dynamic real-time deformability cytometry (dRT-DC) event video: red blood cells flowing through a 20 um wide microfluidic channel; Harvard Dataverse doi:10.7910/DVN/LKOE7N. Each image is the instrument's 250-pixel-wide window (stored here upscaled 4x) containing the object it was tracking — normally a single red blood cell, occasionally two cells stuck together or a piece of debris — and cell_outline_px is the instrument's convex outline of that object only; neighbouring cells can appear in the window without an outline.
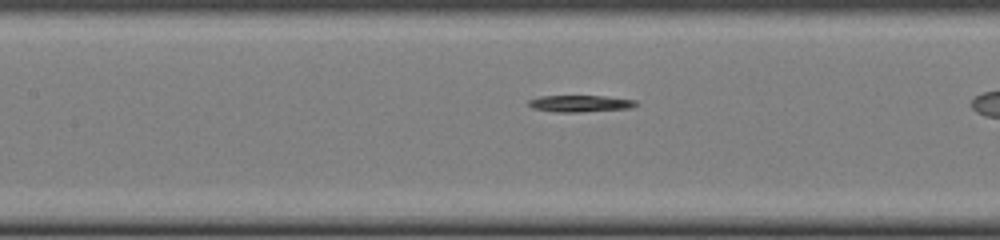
{"species": "common noctule bat (a hibernating species)", "species_latin": "Nyctalus noctula", "temperature_condition": "cold", "stored_images_in_passage": 28, "camera_frame_rate_fps": 3000, "um_per_image_px": 0.085, "animal": {"sex": "female", "body_mass_g": 22.0, "forearm_length_mm": 56.7}, "frame": {"image": 1, "passage_image": 13, "time_ms": 4.0, "image_size_px": [1000, 240], "cell_outline_px": [[640, 104], [632, 108], [580, 112], [556, 112], [532, 108], [528, 104], [528, 100], [540, 96], [604, 96], [636, 100]], "centroid_in_image_um": [49.35, 8.8], "position_along_channel_um": 158.1, "area_um2": 10.52}}
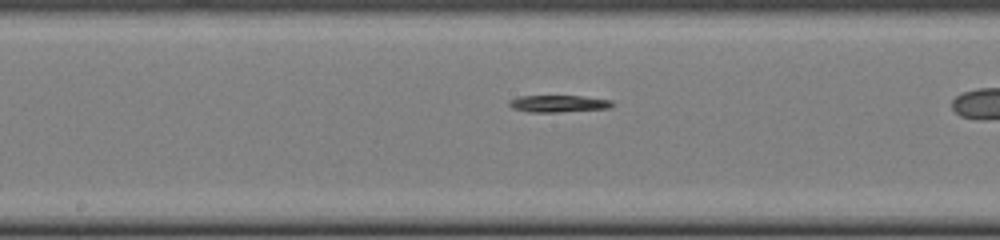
{"frame": {"image": 2, "passage_image": 16, "time_ms": 5.0, "image_size_px": [1000, 240], "cell_outline_px": [[616, 104], [612, 108], [556, 112], [528, 112], [512, 108], [508, 104], [508, 100], [520, 96], [584, 96], [612, 100]], "centroid_in_image_um": [47.51, 8.81], "position_along_channel_um": 200.7, "area_um2": 10.35}}